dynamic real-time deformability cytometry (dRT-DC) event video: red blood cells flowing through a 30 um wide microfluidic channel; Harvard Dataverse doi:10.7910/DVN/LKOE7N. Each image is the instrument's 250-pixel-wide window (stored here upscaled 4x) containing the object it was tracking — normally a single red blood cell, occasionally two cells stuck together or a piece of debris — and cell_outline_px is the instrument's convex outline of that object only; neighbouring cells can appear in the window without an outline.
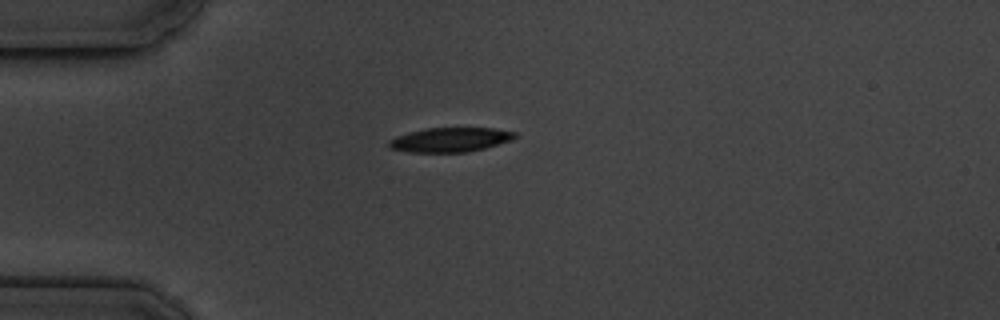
{"species": "common noctule bat (a hibernating species)", "species_latin": "Nyctalus noctula", "temperature_condition": "cold", "stored_images_in_passage": 3, "camera_frame_rate_fps": 3000, "um_per_image_px": 0.085, "animal": {"sex": "male", "body_mass_g": 19.5, "forearm_length_mm": 54.6}, "frame": {"image": 1, "passage_image": 1, "time_ms": 0.0, "image_size_px": [1000, 320], "cell_outline_px": [[516, 136], [512, 140], [484, 148], [468, 152], [408, 152], [392, 148], [388, 144], [388, 140], [396, 136], [408, 132], [424, 128], [492, 128], [516, 132]], "centroid_in_image_um": [38.25, 11.87], "position_along_channel_um": 46.7, "area_um2": 17.86}}